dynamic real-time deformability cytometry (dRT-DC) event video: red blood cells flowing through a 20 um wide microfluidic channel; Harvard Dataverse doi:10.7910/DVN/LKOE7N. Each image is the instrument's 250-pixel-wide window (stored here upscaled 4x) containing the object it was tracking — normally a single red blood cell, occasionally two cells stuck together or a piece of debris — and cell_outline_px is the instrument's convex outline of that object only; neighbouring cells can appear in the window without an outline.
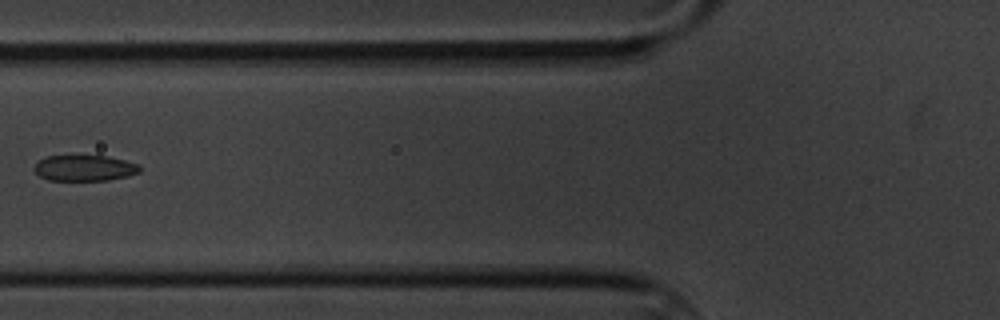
{"species": "common noctule bat (a hibernating species)", "species_latin": "Nyctalus noctula", "temperature_condition": "cold", "stored_images_in_passage": 5, "camera_frame_rate_fps": 3000, "um_per_image_px": 0.085, "animal": {"sex": "male", "body_mass_g": 20.1, "forearm_length_mm": 53.5}, "frame": {"image": 1, "passage_image": 5, "time_ms": 4.667, "image_size_px": [1000, 320], "cell_outline_px": [[140, 172], [128, 176], [108, 180], [48, 180], [40, 176], [32, 168], [40, 160], [48, 156], [108, 156], [140, 164]], "centroid_in_image_um": [7.21, 14.28], "position_along_channel_um": 118.6, "area_um2": 15.84}}